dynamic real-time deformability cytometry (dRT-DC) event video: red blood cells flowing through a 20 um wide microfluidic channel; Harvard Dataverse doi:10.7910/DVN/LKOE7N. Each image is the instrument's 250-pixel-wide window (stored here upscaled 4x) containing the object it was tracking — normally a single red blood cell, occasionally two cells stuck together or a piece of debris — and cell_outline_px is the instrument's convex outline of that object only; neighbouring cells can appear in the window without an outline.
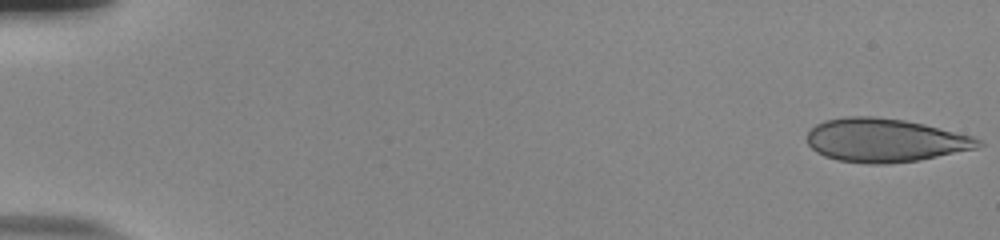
{"species": "human", "species_latin": "Homo sapiens", "temperature_condition": "room temperature", "stored_images_in_passage": 53, "camera_frame_rate_fps": 3000, "um_per_image_px": 0.085, "donor": {"sex": "male"}, "frame": {"image": 1, "passage_image": 1, "time_ms": 0.0, "image_size_px": [1000, 240], "cell_outline_px": [[984, 144], [976, 148], [916, 160], [884, 164], [868, 164], [836, 160], [824, 156], [816, 152], [808, 144], [808, 132], [816, 124], [824, 120], [848, 116], [872, 116], [904, 120], [924, 124], [972, 136], [980, 140]], "centroid_in_image_um": [75.18, 11.92], "position_along_channel_um": 9.8, "area_um2": 43.12}}
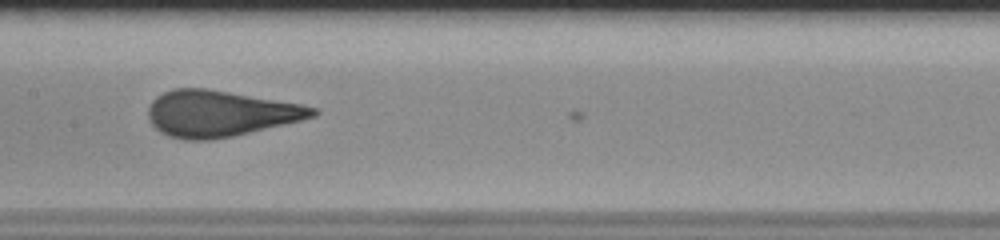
{"frame": {"image": 2, "passage_image": 28, "time_ms": 9.0, "image_size_px": [1000, 240], "cell_outline_px": [[320, 112], [316, 116], [300, 120], [232, 136], [212, 140], [184, 140], [168, 136], [160, 132], [148, 120], [148, 108], [152, 100], [156, 96], [172, 88], [204, 88], [300, 104], [320, 108]], "centroid_in_image_um": [18.66, 9.65], "position_along_channel_um": 188.7, "area_um2": 43.99}}
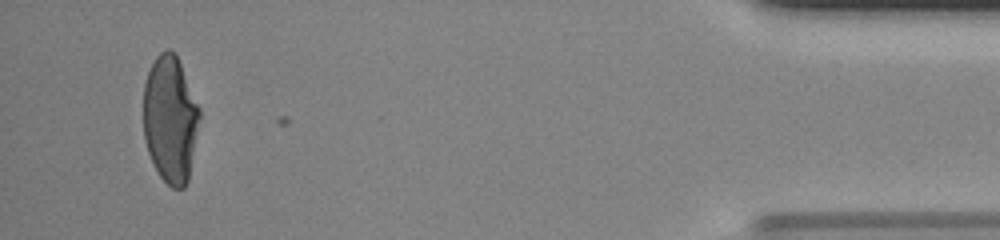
{"frame": {"image": 3, "passage_image": 51, "time_ms": 16.667, "image_size_px": [1000, 240], "cell_outline_px": [[200, 116], [188, 180], [184, 188], [172, 188], [160, 176], [152, 164], [144, 140], [144, 84], [148, 72], [156, 56], [160, 52], [168, 48], [172, 48], [176, 52], [200, 108]], "centroid_in_image_um": [14.47, 10.1], "position_along_channel_um": 420.7, "area_um2": 41.73}, "authors_computed_cell_mechanics": {"area_um2": 43.4078, "velocity_mm_per_s": 3.8892, "shape_relaxation_time_tau1_ms": 8.3404, "shape_relaxation_time_tau2_ms": null, "deformation_change_tau1": 0.2864, "deformation_change_tau2": null}}